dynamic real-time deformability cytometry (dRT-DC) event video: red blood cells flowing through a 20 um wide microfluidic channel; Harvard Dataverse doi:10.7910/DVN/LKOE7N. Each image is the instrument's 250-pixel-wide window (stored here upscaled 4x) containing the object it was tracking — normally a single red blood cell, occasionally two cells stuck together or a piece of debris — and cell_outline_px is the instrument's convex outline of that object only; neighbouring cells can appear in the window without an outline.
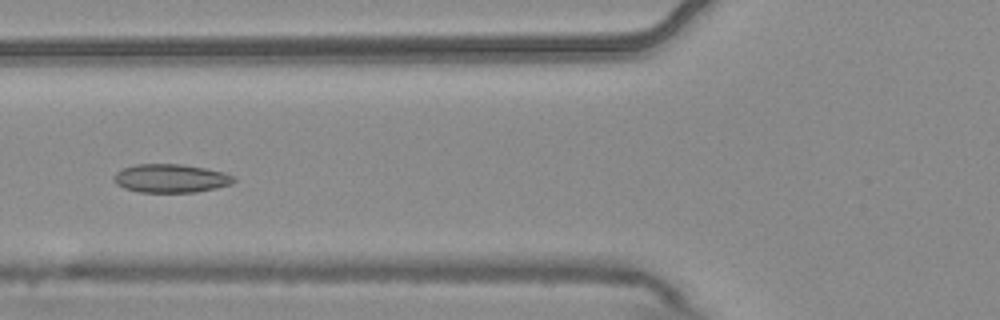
{"species": "common noctule bat (a hibernating species)", "species_latin": "Nyctalus noctula", "temperature_condition": "warm", "stored_images_in_passage": 7, "camera_frame_rate_fps": 3000, "um_per_image_px": 0.085, "animal": {"sex": "male", "body_mass_g": 20.4}, "frame": {"image": 1, "passage_image": 5, "time_ms": 1.333, "image_size_px": [1000, 320], "cell_outline_px": [[236, 180], [232, 184], [216, 188], [196, 192], [140, 192], [124, 188], [116, 184], [112, 180], [112, 176], [116, 172], [124, 168], [136, 164], [180, 164], [204, 168], [224, 172], [236, 176]], "centroid_in_image_um": [14.52, 15.16], "position_along_channel_um": 111.3, "area_um2": 20.06}}
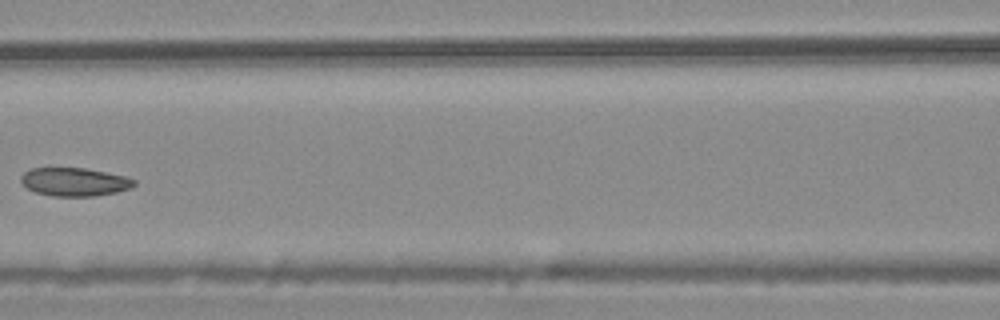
{"frame": {"image": 2, "passage_image": 6, "time_ms": 1.667, "image_size_px": [1000, 320], "cell_outline_px": [[136, 184], [128, 188], [116, 192], [92, 196], [52, 196], [36, 192], [28, 188], [20, 180], [20, 176], [24, 172], [32, 168], [84, 168], [124, 176], [136, 180]], "centroid_in_image_um": [6.31, 15.46], "position_along_channel_um": 160.3, "area_um2": 18.44}}
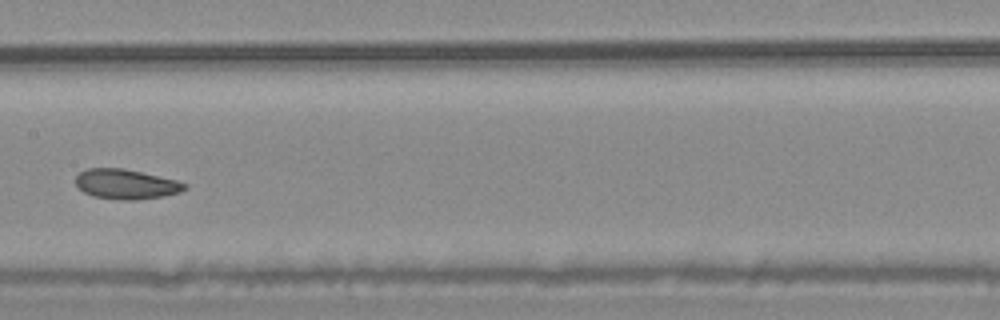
{"frame": {"image": 3, "passage_image": 7, "time_ms": 2.0, "image_size_px": [1000, 320], "cell_outline_px": [[188, 188], [180, 192], [164, 196], [136, 200], [120, 200], [92, 196], [84, 192], [76, 184], [76, 176], [80, 172], [88, 168], [124, 168], [176, 180], [188, 184]], "centroid_in_image_um": [10.73, 15.66], "position_along_channel_um": 196.7, "area_um2": 19.02}}